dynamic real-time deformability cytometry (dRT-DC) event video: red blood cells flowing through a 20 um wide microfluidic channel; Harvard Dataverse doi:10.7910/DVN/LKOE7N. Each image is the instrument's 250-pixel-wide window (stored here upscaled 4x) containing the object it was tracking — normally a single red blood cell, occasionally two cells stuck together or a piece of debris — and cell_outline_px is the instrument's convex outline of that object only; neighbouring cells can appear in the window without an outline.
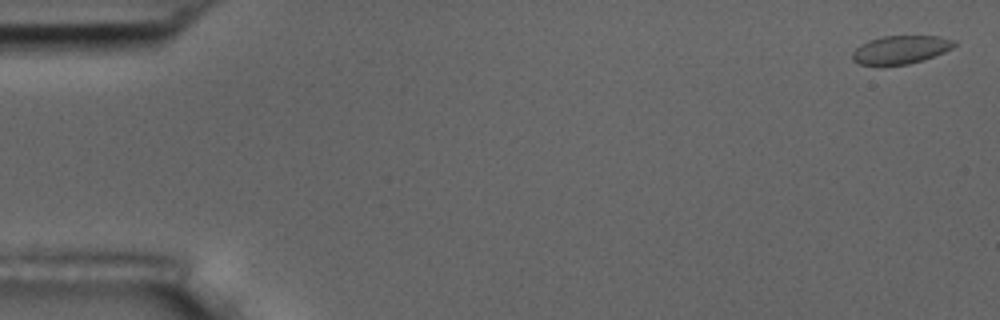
{"species": "common noctule bat (a hibernating species)", "species_latin": "Nyctalus noctula", "temperature_condition": "room temperature", "stored_images_in_passage": 6, "camera_frame_rate_fps": 3000, "um_per_image_px": 0.085, "animal": {"sex": "male", "body_mass_g": 17.5, "forearm_length_mm": 52.3}, "frame": {"image": 1, "passage_image": 1, "time_ms": 0.0, "image_size_px": [1000, 320], "cell_outline_px": [[956, 44], [952, 48], [944, 52], [924, 60], [908, 64], [884, 68], [860, 64], [852, 60], [852, 52], [860, 44], [868, 40], [884, 36], [940, 36], [956, 40]], "centroid_in_image_um": [76.52, 4.26], "position_along_channel_um": 8.5, "area_um2": 17.4}}
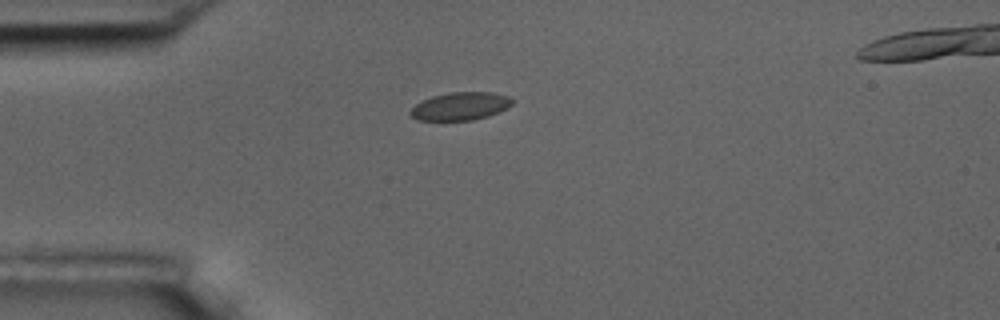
{"frame": {"image": 2, "passage_image": 5, "time_ms": 4.333, "image_size_px": [1000, 320], "cell_outline_px": [[516, 100], [508, 108], [500, 112], [488, 116], [472, 120], [416, 120], [408, 112], [420, 100], [432, 96], [448, 92], [492, 92], [508, 96]], "centroid_in_image_um": [39.15, 9.02], "position_along_channel_um": 45.8, "area_um2": 16.82}}